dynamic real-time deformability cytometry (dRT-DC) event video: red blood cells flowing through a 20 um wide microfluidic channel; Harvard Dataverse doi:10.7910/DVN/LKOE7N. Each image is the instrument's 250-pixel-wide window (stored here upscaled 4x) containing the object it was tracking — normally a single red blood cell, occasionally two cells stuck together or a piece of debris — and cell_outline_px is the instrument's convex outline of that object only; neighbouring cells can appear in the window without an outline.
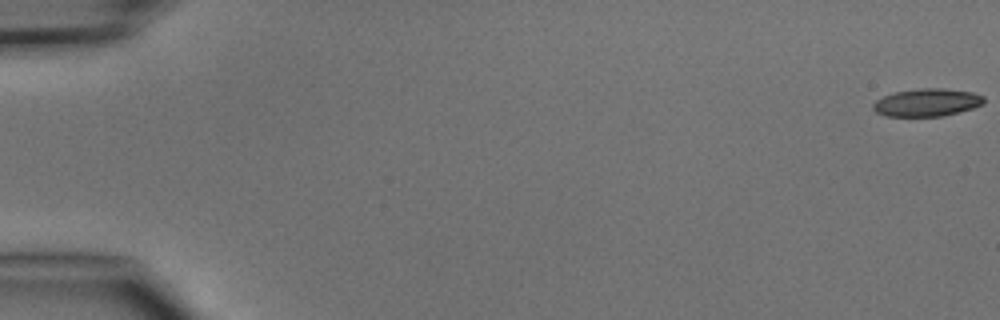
{"species": "common noctule bat (a hibernating species)", "species_latin": "Nyctalus noctula", "temperature_condition": "cold", "stored_images_in_passage": 5, "camera_frame_rate_fps": 3000, "um_per_image_px": 0.085, "animal": {"sex": "male", "body_mass_g": 15.6}, "frame": {"image": 1, "passage_image": 1, "time_ms": 0.0, "image_size_px": [1000, 320], "cell_outline_px": [[984, 104], [960, 112], [944, 116], [888, 116], [876, 112], [872, 108], [872, 104], [876, 100], [884, 96], [896, 92], [920, 88], [944, 88], [972, 92], [984, 96]], "centroid_in_image_um": [78.81, 8.71], "position_along_channel_um": 6.2, "area_um2": 17.92}}
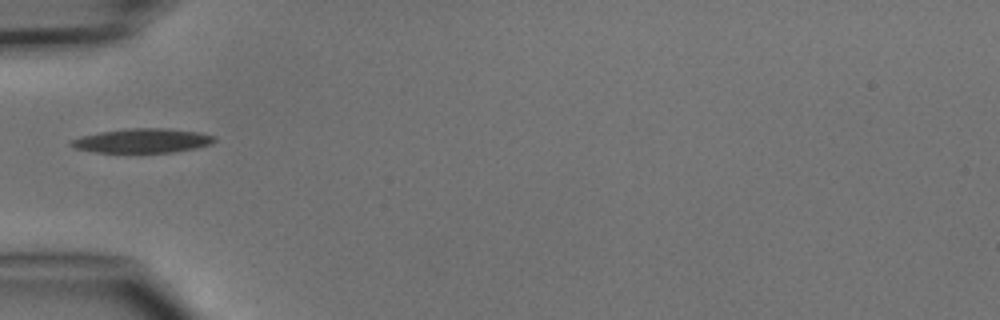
{"frame": {"image": 2, "passage_image": 5, "time_ms": 5.333, "image_size_px": [1000, 320], "cell_outline_px": [[216, 140], [212, 144], [196, 148], [176, 152], [96, 152], [76, 148], [68, 144], [72, 140], [80, 136], [100, 132], [132, 128], [164, 128], [196, 132], [216, 136]], "centroid_in_image_um": [12.13, 11.96], "position_along_channel_um": 72.9, "area_um2": 20.11}}